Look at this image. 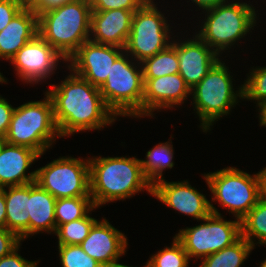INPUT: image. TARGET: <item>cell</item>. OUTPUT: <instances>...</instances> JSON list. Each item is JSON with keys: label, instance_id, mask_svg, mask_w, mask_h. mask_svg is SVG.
Returning <instances> with one entry per match:
<instances>
[{"label": "cell", "instance_id": "cell-1", "mask_svg": "<svg viewBox=\"0 0 266 267\" xmlns=\"http://www.w3.org/2000/svg\"><path fill=\"white\" fill-rule=\"evenodd\" d=\"M71 73L59 85L52 84L46 94L61 137L85 130H101L115 122L116 115L107 107L98 87Z\"/></svg>", "mask_w": 266, "mask_h": 267}, {"label": "cell", "instance_id": "cell-2", "mask_svg": "<svg viewBox=\"0 0 266 267\" xmlns=\"http://www.w3.org/2000/svg\"><path fill=\"white\" fill-rule=\"evenodd\" d=\"M140 160L126 156L89 158L90 195L96 208L145 189L152 195L153 186L144 176Z\"/></svg>", "mask_w": 266, "mask_h": 267}, {"label": "cell", "instance_id": "cell-3", "mask_svg": "<svg viewBox=\"0 0 266 267\" xmlns=\"http://www.w3.org/2000/svg\"><path fill=\"white\" fill-rule=\"evenodd\" d=\"M89 0H75L38 14V35L66 61L90 39Z\"/></svg>", "mask_w": 266, "mask_h": 267}, {"label": "cell", "instance_id": "cell-4", "mask_svg": "<svg viewBox=\"0 0 266 267\" xmlns=\"http://www.w3.org/2000/svg\"><path fill=\"white\" fill-rule=\"evenodd\" d=\"M42 101H31L16 107L5 136L7 143L29 147L41 156L60 137L53 105L45 93ZM55 139V140H54Z\"/></svg>", "mask_w": 266, "mask_h": 267}, {"label": "cell", "instance_id": "cell-5", "mask_svg": "<svg viewBox=\"0 0 266 267\" xmlns=\"http://www.w3.org/2000/svg\"><path fill=\"white\" fill-rule=\"evenodd\" d=\"M222 60H218L207 75L191 89L194 111L199 116L203 132H208L217 119L230 114L232 107L243 98V85L235 91L232 77ZM235 91V92H234Z\"/></svg>", "mask_w": 266, "mask_h": 267}, {"label": "cell", "instance_id": "cell-6", "mask_svg": "<svg viewBox=\"0 0 266 267\" xmlns=\"http://www.w3.org/2000/svg\"><path fill=\"white\" fill-rule=\"evenodd\" d=\"M232 2L205 10V21L198 34L195 33L218 55L256 26L255 7L246 2Z\"/></svg>", "mask_w": 266, "mask_h": 267}, {"label": "cell", "instance_id": "cell-7", "mask_svg": "<svg viewBox=\"0 0 266 267\" xmlns=\"http://www.w3.org/2000/svg\"><path fill=\"white\" fill-rule=\"evenodd\" d=\"M128 56L126 52H123L117 58L107 80L99 90L107 107L116 117L142 118L143 70L141 63L138 62L137 65L132 62L133 59L130 61Z\"/></svg>", "mask_w": 266, "mask_h": 267}, {"label": "cell", "instance_id": "cell-8", "mask_svg": "<svg viewBox=\"0 0 266 267\" xmlns=\"http://www.w3.org/2000/svg\"><path fill=\"white\" fill-rule=\"evenodd\" d=\"M203 177L213 194L211 200L218 201L240 221L262 197L260 171L251 175L238 168L227 167Z\"/></svg>", "mask_w": 266, "mask_h": 267}, {"label": "cell", "instance_id": "cell-9", "mask_svg": "<svg viewBox=\"0 0 266 267\" xmlns=\"http://www.w3.org/2000/svg\"><path fill=\"white\" fill-rule=\"evenodd\" d=\"M152 0H146L133 14L130 35L124 48L131 59L141 63L168 48L172 41L167 17ZM134 57V58H133Z\"/></svg>", "mask_w": 266, "mask_h": 267}, {"label": "cell", "instance_id": "cell-10", "mask_svg": "<svg viewBox=\"0 0 266 267\" xmlns=\"http://www.w3.org/2000/svg\"><path fill=\"white\" fill-rule=\"evenodd\" d=\"M211 213L203 219L205 223L180 229L175 238L182 244L189 259H202L225 247L231 246L241 237V221L224 220L218 209L210 202Z\"/></svg>", "mask_w": 266, "mask_h": 267}, {"label": "cell", "instance_id": "cell-11", "mask_svg": "<svg viewBox=\"0 0 266 267\" xmlns=\"http://www.w3.org/2000/svg\"><path fill=\"white\" fill-rule=\"evenodd\" d=\"M35 171V182L56 199L91 196L88 159L59 157Z\"/></svg>", "mask_w": 266, "mask_h": 267}, {"label": "cell", "instance_id": "cell-12", "mask_svg": "<svg viewBox=\"0 0 266 267\" xmlns=\"http://www.w3.org/2000/svg\"><path fill=\"white\" fill-rule=\"evenodd\" d=\"M123 52L124 48L89 39L68 59V69L100 88L107 80L113 63Z\"/></svg>", "mask_w": 266, "mask_h": 267}, {"label": "cell", "instance_id": "cell-13", "mask_svg": "<svg viewBox=\"0 0 266 267\" xmlns=\"http://www.w3.org/2000/svg\"><path fill=\"white\" fill-rule=\"evenodd\" d=\"M59 60L67 62L51 45L37 35L11 58L10 63L22 81L36 84L50 78L49 76L57 69Z\"/></svg>", "mask_w": 266, "mask_h": 267}, {"label": "cell", "instance_id": "cell-14", "mask_svg": "<svg viewBox=\"0 0 266 267\" xmlns=\"http://www.w3.org/2000/svg\"><path fill=\"white\" fill-rule=\"evenodd\" d=\"M127 237L103 218L91 228L89 235L80 244L83 251L103 267H132L117 263L126 252Z\"/></svg>", "mask_w": 266, "mask_h": 267}, {"label": "cell", "instance_id": "cell-15", "mask_svg": "<svg viewBox=\"0 0 266 267\" xmlns=\"http://www.w3.org/2000/svg\"><path fill=\"white\" fill-rule=\"evenodd\" d=\"M152 196L179 213L192 216L193 219L201 221L211 213L210 201L189 185L187 180L183 182L160 180L153 185Z\"/></svg>", "mask_w": 266, "mask_h": 267}, {"label": "cell", "instance_id": "cell-16", "mask_svg": "<svg viewBox=\"0 0 266 267\" xmlns=\"http://www.w3.org/2000/svg\"><path fill=\"white\" fill-rule=\"evenodd\" d=\"M143 80L142 117H153L155 110L181 105L191 95V89L179 73Z\"/></svg>", "mask_w": 266, "mask_h": 267}, {"label": "cell", "instance_id": "cell-17", "mask_svg": "<svg viewBox=\"0 0 266 267\" xmlns=\"http://www.w3.org/2000/svg\"><path fill=\"white\" fill-rule=\"evenodd\" d=\"M179 42L173 41L171 44L178 54L179 74L192 89L219 60V55L197 35Z\"/></svg>", "mask_w": 266, "mask_h": 267}, {"label": "cell", "instance_id": "cell-18", "mask_svg": "<svg viewBox=\"0 0 266 267\" xmlns=\"http://www.w3.org/2000/svg\"><path fill=\"white\" fill-rule=\"evenodd\" d=\"M135 11L112 9L92 11L90 40L96 43L125 48Z\"/></svg>", "mask_w": 266, "mask_h": 267}, {"label": "cell", "instance_id": "cell-19", "mask_svg": "<svg viewBox=\"0 0 266 267\" xmlns=\"http://www.w3.org/2000/svg\"><path fill=\"white\" fill-rule=\"evenodd\" d=\"M39 157L29 147L5 142L0 151V188L35 182L36 171L28 174L27 170Z\"/></svg>", "mask_w": 266, "mask_h": 267}, {"label": "cell", "instance_id": "cell-20", "mask_svg": "<svg viewBox=\"0 0 266 267\" xmlns=\"http://www.w3.org/2000/svg\"><path fill=\"white\" fill-rule=\"evenodd\" d=\"M37 35V13L22 9L0 32V59L11 60L27 42Z\"/></svg>", "mask_w": 266, "mask_h": 267}, {"label": "cell", "instance_id": "cell-21", "mask_svg": "<svg viewBox=\"0 0 266 267\" xmlns=\"http://www.w3.org/2000/svg\"><path fill=\"white\" fill-rule=\"evenodd\" d=\"M56 198L36 182L27 184V207L29 213V237L39 232L55 234Z\"/></svg>", "mask_w": 266, "mask_h": 267}, {"label": "cell", "instance_id": "cell-22", "mask_svg": "<svg viewBox=\"0 0 266 267\" xmlns=\"http://www.w3.org/2000/svg\"><path fill=\"white\" fill-rule=\"evenodd\" d=\"M8 188V191L5 189ZM6 204V228L20 240L29 237V213L27 207V184L4 187Z\"/></svg>", "mask_w": 266, "mask_h": 267}, {"label": "cell", "instance_id": "cell-23", "mask_svg": "<svg viewBox=\"0 0 266 267\" xmlns=\"http://www.w3.org/2000/svg\"><path fill=\"white\" fill-rule=\"evenodd\" d=\"M171 142V143H170ZM159 143L146 154V160H140L144 176L152 184V186L163 180V170L172 169L174 162V148L172 141Z\"/></svg>", "mask_w": 266, "mask_h": 267}, {"label": "cell", "instance_id": "cell-24", "mask_svg": "<svg viewBox=\"0 0 266 267\" xmlns=\"http://www.w3.org/2000/svg\"><path fill=\"white\" fill-rule=\"evenodd\" d=\"M254 247L242 236L231 246L202 258L199 267H241Z\"/></svg>", "mask_w": 266, "mask_h": 267}, {"label": "cell", "instance_id": "cell-25", "mask_svg": "<svg viewBox=\"0 0 266 267\" xmlns=\"http://www.w3.org/2000/svg\"><path fill=\"white\" fill-rule=\"evenodd\" d=\"M241 236L254 248L255 238L258 240L257 244L266 245V199L263 196L241 220Z\"/></svg>", "mask_w": 266, "mask_h": 267}, {"label": "cell", "instance_id": "cell-26", "mask_svg": "<svg viewBox=\"0 0 266 267\" xmlns=\"http://www.w3.org/2000/svg\"><path fill=\"white\" fill-rule=\"evenodd\" d=\"M96 209L91 196L56 199L55 218L56 229L61 225L79 220Z\"/></svg>", "mask_w": 266, "mask_h": 267}, {"label": "cell", "instance_id": "cell-27", "mask_svg": "<svg viewBox=\"0 0 266 267\" xmlns=\"http://www.w3.org/2000/svg\"><path fill=\"white\" fill-rule=\"evenodd\" d=\"M143 78H158L179 73V59L176 49L170 45L153 57L141 62Z\"/></svg>", "mask_w": 266, "mask_h": 267}, {"label": "cell", "instance_id": "cell-28", "mask_svg": "<svg viewBox=\"0 0 266 267\" xmlns=\"http://www.w3.org/2000/svg\"><path fill=\"white\" fill-rule=\"evenodd\" d=\"M97 221L87 214L79 220L61 224L55 231L58 245H80Z\"/></svg>", "mask_w": 266, "mask_h": 267}, {"label": "cell", "instance_id": "cell-29", "mask_svg": "<svg viewBox=\"0 0 266 267\" xmlns=\"http://www.w3.org/2000/svg\"><path fill=\"white\" fill-rule=\"evenodd\" d=\"M189 256L182 244L175 238L171 247H165L152 255L144 267H188Z\"/></svg>", "mask_w": 266, "mask_h": 267}, {"label": "cell", "instance_id": "cell-30", "mask_svg": "<svg viewBox=\"0 0 266 267\" xmlns=\"http://www.w3.org/2000/svg\"><path fill=\"white\" fill-rule=\"evenodd\" d=\"M243 84V98L257 101V107L266 102V67H256Z\"/></svg>", "mask_w": 266, "mask_h": 267}, {"label": "cell", "instance_id": "cell-31", "mask_svg": "<svg viewBox=\"0 0 266 267\" xmlns=\"http://www.w3.org/2000/svg\"><path fill=\"white\" fill-rule=\"evenodd\" d=\"M62 267H103L83 251L80 245H58Z\"/></svg>", "mask_w": 266, "mask_h": 267}, {"label": "cell", "instance_id": "cell-32", "mask_svg": "<svg viewBox=\"0 0 266 267\" xmlns=\"http://www.w3.org/2000/svg\"><path fill=\"white\" fill-rule=\"evenodd\" d=\"M146 0H89L92 11L126 9L136 11Z\"/></svg>", "mask_w": 266, "mask_h": 267}, {"label": "cell", "instance_id": "cell-33", "mask_svg": "<svg viewBox=\"0 0 266 267\" xmlns=\"http://www.w3.org/2000/svg\"><path fill=\"white\" fill-rule=\"evenodd\" d=\"M21 10V7L15 0H0V32Z\"/></svg>", "mask_w": 266, "mask_h": 267}, {"label": "cell", "instance_id": "cell-34", "mask_svg": "<svg viewBox=\"0 0 266 267\" xmlns=\"http://www.w3.org/2000/svg\"><path fill=\"white\" fill-rule=\"evenodd\" d=\"M20 244L8 255L0 258V267H37L38 261H28L18 254Z\"/></svg>", "mask_w": 266, "mask_h": 267}, {"label": "cell", "instance_id": "cell-35", "mask_svg": "<svg viewBox=\"0 0 266 267\" xmlns=\"http://www.w3.org/2000/svg\"><path fill=\"white\" fill-rule=\"evenodd\" d=\"M21 240L7 228H0V258L14 250Z\"/></svg>", "mask_w": 266, "mask_h": 267}, {"label": "cell", "instance_id": "cell-36", "mask_svg": "<svg viewBox=\"0 0 266 267\" xmlns=\"http://www.w3.org/2000/svg\"><path fill=\"white\" fill-rule=\"evenodd\" d=\"M0 95V136L5 137L15 110L11 104Z\"/></svg>", "mask_w": 266, "mask_h": 267}, {"label": "cell", "instance_id": "cell-37", "mask_svg": "<svg viewBox=\"0 0 266 267\" xmlns=\"http://www.w3.org/2000/svg\"><path fill=\"white\" fill-rule=\"evenodd\" d=\"M21 9L29 10L37 13L42 8V3L45 0H15Z\"/></svg>", "mask_w": 266, "mask_h": 267}, {"label": "cell", "instance_id": "cell-38", "mask_svg": "<svg viewBox=\"0 0 266 267\" xmlns=\"http://www.w3.org/2000/svg\"><path fill=\"white\" fill-rule=\"evenodd\" d=\"M196 6H199L202 10H208L214 8L220 4L227 3L230 0H191Z\"/></svg>", "mask_w": 266, "mask_h": 267}, {"label": "cell", "instance_id": "cell-39", "mask_svg": "<svg viewBox=\"0 0 266 267\" xmlns=\"http://www.w3.org/2000/svg\"><path fill=\"white\" fill-rule=\"evenodd\" d=\"M72 1H75V0H45L42 3V8L37 12V15L42 13V12H45V11L60 7L63 4L69 3V2H72Z\"/></svg>", "mask_w": 266, "mask_h": 267}, {"label": "cell", "instance_id": "cell-40", "mask_svg": "<svg viewBox=\"0 0 266 267\" xmlns=\"http://www.w3.org/2000/svg\"><path fill=\"white\" fill-rule=\"evenodd\" d=\"M0 228H6V204L4 188H0Z\"/></svg>", "mask_w": 266, "mask_h": 267}, {"label": "cell", "instance_id": "cell-41", "mask_svg": "<svg viewBox=\"0 0 266 267\" xmlns=\"http://www.w3.org/2000/svg\"><path fill=\"white\" fill-rule=\"evenodd\" d=\"M258 110L260 126L266 127V102L262 103Z\"/></svg>", "mask_w": 266, "mask_h": 267}, {"label": "cell", "instance_id": "cell-42", "mask_svg": "<svg viewBox=\"0 0 266 267\" xmlns=\"http://www.w3.org/2000/svg\"><path fill=\"white\" fill-rule=\"evenodd\" d=\"M262 179V196L266 199V167L260 171Z\"/></svg>", "mask_w": 266, "mask_h": 267}, {"label": "cell", "instance_id": "cell-43", "mask_svg": "<svg viewBox=\"0 0 266 267\" xmlns=\"http://www.w3.org/2000/svg\"><path fill=\"white\" fill-rule=\"evenodd\" d=\"M5 142H6L5 137L0 136V151L3 147V145L5 144Z\"/></svg>", "mask_w": 266, "mask_h": 267}, {"label": "cell", "instance_id": "cell-44", "mask_svg": "<svg viewBox=\"0 0 266 267\" xmlns=\"http://www.w3.org/2000/svg\"><path fill=\"white\" fill-rule=\"evenodd\" d=\"M0 83H7L5 77H3L2 73L0 72Z\"/></svg>", "mask_w": 266, "mask_h": 267}, {"label": "cell", "instance_id": "cell-45", "mask_svg": "<svg viewBox=\"0 0 266 267\" xmlns=\"http://www.w3.org/2000/svg\"><path fill=\"white\" fill-rule=\"evenodd\" d=\"M260 265L261 266H259V267H266V259L264 261H262Z\"/></svg>", "mask_w": 266, "mask_h": 267}]
</instances>
